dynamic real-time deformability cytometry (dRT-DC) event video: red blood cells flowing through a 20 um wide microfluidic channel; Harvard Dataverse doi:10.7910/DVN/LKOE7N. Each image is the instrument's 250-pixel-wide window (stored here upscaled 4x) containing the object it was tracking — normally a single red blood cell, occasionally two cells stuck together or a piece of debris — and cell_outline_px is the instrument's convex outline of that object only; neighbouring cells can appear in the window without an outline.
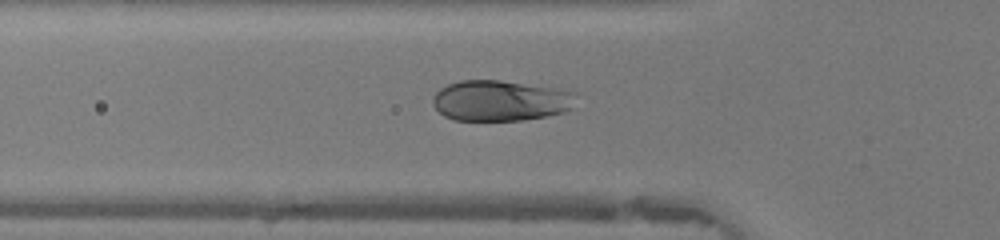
{"species": "human", "species_latin": "Homo sapiens", "temperature_condition": "warm", "stored_images_in_passage": 46, "camera_frame_rate_fps": 3000, "um_per_image_px": 0.085, "donor": {"sex": "female"}, "frame": {"image": 1, "passage_image": 15, "time_ms": 4.667, "image_size_px": [1000, 240], "cell_outline_px": [[576, 92], [572, 108], [564, 112], [524, 120], [456, 120], [444, 116], [432, 104], [432, 100], [436, 92], [440, 88], [448, 84], [460, 80], [500, 80], [560, 88]], "centroid_in_image_um": [42.54, 8.54], "position_along_channel_um": 83.3, "area_um2": 34.1}}
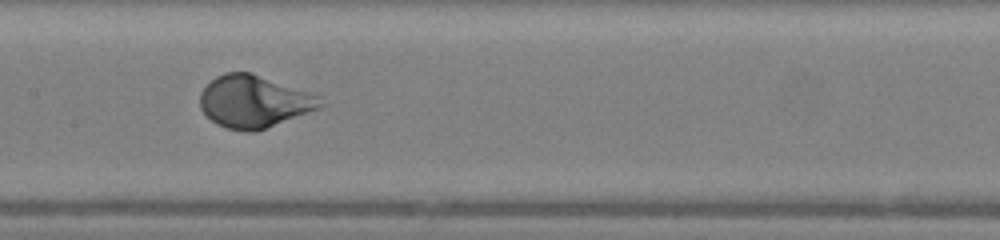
{"frame": {"image": 2, "passage_image": 22, "time_ms": 7.0, "image_size_px": [1000, 240], "cell_outline_px": [[324, 104], [320, 108], [264, 128], [252, 132], [248, 132], [228, 128], [216, 124], [200, 108], [200, 92], [216, 76], [224, 72], [252, 72], [312, 92]], "centroid_in_image_um": [21.58, 8.6], "position_along_channel_um": 185.8, "area_um2": 36.41}}
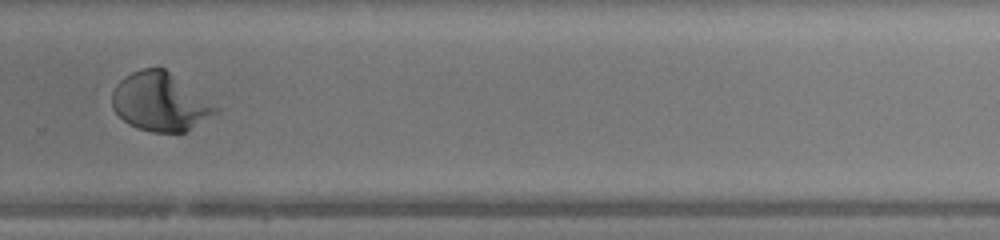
{"frame": {"image": 3, "passage_image": 31, "time_ms": 10.0, "image_size_px": [1000, 240], "cell_outline_px": [[220, 108], [216, 112], [184, 132], [152, 132], [136, 128], [128, 124], [112, 108], [112, 92], [116, 84], [124, 76], [140, 68], [164, 68]], "centroid_in_image_um": [13.56, 8.65], "position_along_channel_um": 316.2, "area_um2": 34.74}}